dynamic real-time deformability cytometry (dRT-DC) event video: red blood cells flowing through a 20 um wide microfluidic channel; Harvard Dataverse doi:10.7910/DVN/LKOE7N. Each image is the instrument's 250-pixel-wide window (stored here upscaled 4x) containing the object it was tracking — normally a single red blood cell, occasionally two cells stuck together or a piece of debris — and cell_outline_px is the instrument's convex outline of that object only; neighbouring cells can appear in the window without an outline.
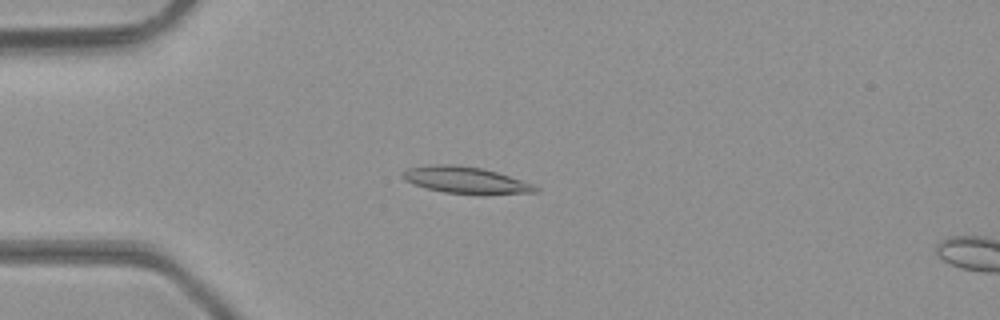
{"species": "common noctule bat (a hibernating species)", "species_latin": "Nyctalus noctula", "temperature_condition": "room temperature", "stored_images_in_passage": 9, "camera_frame_rate_fps": 3000, "um_per_image_px": 0.085, "animal": {"sex": "male", "body_mass_g": 23.1, "forearm_length_mm": 52.7}, "frame": {"image": 1, "passage_image": 6, "time_ms": 1.667, "image_size_px": [1000, 320], "cell_outline_px": [[540, 192], [444, 192], [412, 184], [404, 180], [400, 176], [400, 172], [408, 168], [428, 164], [456, 164], [480, 168], [496, 172], [532, 184], [540, 188]], "centroid_in_image_um": [39.43, 15.25], "position_along_channel_um": 45.6, "area_um2": 19.83}}